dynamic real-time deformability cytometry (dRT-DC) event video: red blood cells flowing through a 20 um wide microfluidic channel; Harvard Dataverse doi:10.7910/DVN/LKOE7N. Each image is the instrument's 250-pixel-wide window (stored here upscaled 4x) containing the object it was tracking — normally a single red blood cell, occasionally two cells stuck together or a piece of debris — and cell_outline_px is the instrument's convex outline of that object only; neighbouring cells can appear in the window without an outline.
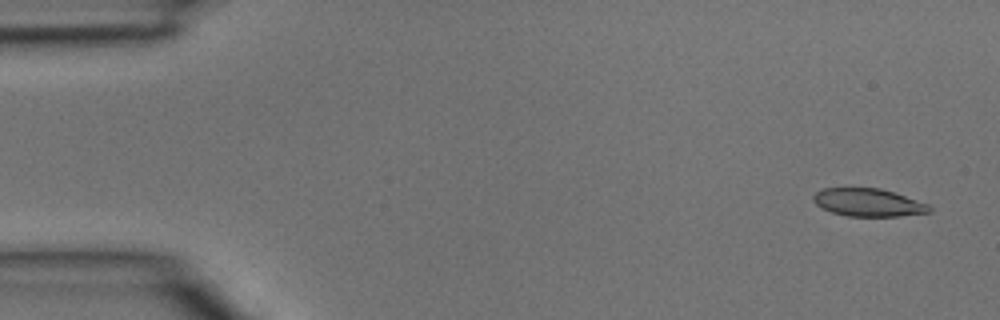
{"species": "common noctule bat (a hibernating species)", "species_latin": "Nyctalus noctula", "temperature_condition": "room temperature", "stored_images_in_passage": 4, "camera_frame_rate_fps": 3000, "um_per_image_px": 0.085, "animal": {"sex": "male", "body_mass_g": 15.6}, "frame": {"image": 1, "passage_image": 1, "time_ms": 0.0, "image_size_px": [1000, 320], "cell_outline_px": [[932, 212], [900, 216], [848, 216], [832, 212], [816, 204], [812, 200], [812, 196], [816, 192], [824, 188], [880, 188], [928, 204], [932, 208]], "centroid_in_image_um": [73.8, 17.21], "position_along_channel_um": 11.2, "area_um2": 18.67}}
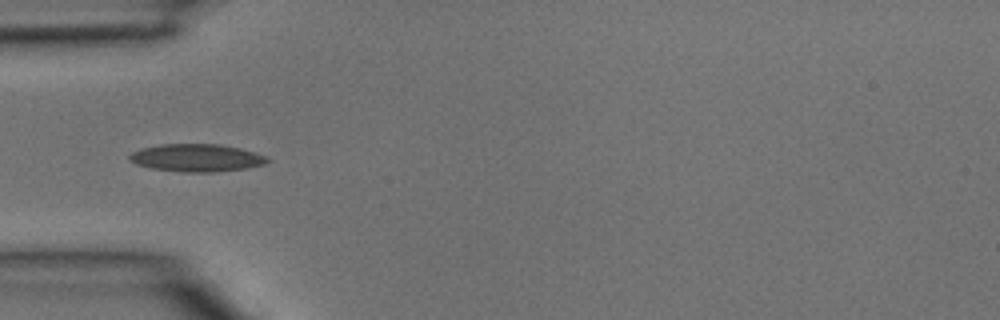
{"frame": {"image": 2, "passage_image": 4, "time_ms": 1.0, "image_size_px": [1000, 320], "cell_outline_px": [[272, 160], [264, 164], [244, 168], [216, 172], [184, 172], [152, 168], [136, 164], [128, 160], [128, 156], [132, 152], [140, 148], [160, 144], [220, 144], [240, 148], [268, 156]], "centroid_in_image_um": [16.71, 13.41], "position_along_channel_um": 68.3, "area_um2": 22.31}}